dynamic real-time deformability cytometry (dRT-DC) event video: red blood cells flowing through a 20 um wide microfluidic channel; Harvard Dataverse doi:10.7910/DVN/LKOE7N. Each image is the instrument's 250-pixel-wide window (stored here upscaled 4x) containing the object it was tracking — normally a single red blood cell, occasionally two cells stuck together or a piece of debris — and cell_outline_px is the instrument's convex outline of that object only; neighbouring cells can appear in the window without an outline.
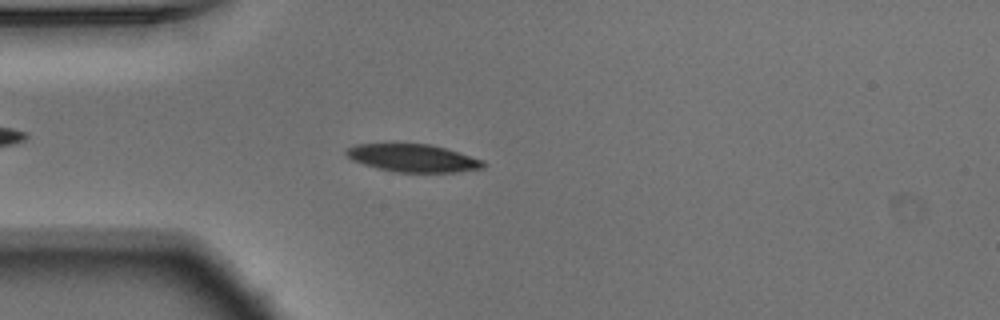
{"species": "Egyptian fruit bat (a non-hibernating species)", "species_latin": "Rousettus aegyptiacus", "temperature_condition": "warm", "stored_images_in_passage": 46, "camera_frame_rate_fps": 3000, "um_per_image_px": 0.085, "animal": {"sex": "male"}, "frame": {"image": 1, "passage_image": 14, "time_ms": 4.333, "image_size_px": [1000, 320], "cell_outline_px": [[480, 164], [460, 168], [396, 168], [380, 164], [356, 156], [352, 152], [360, 148], [392, 144], [408, 144], [436, 148], [476, 160]], "centroid_in_image_um": [35.15, 13.34], "position_along_channel_um": 49.8, "area_um2": 15.26}}
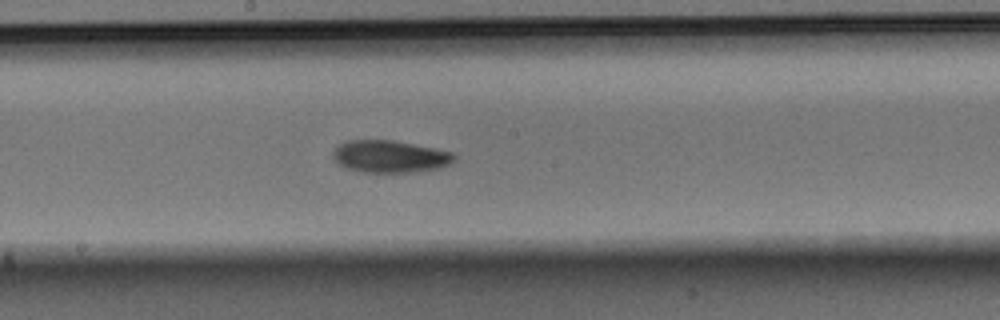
{"frame": {"image": 2, "passage_image": 28, "time_ms": 9.0, "image_size_px": [1000, 320], "cell_outline_px": [[448, 156], [444, 160], [428, 164], [388, 168], [360, 164], [348, 160], [344, 156], [344, 152], [348, 148], [372, 144], [388, 144], [412, 148], [432, 152]], "centroid_in_image_um": [33.24, 13.26], "position_along_channel_um": 215.0, "area_um2": 12.37}}
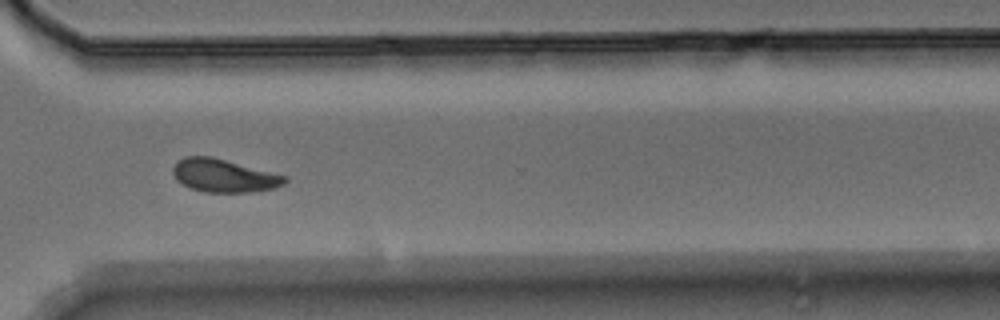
{"frame": {"image": 3, "passage_image": 39, "time_ms": 12.667, "image_size_px": [1000, 320], "cell_outline_px": [[284, 180], [276, 184], [260, 188], [200, 188], [188, 184], [176, 172], [176, 168], [184, 160], [216, 160], [280, 176]], "centroid_in_image_um": [19.02, 14.9], "position_along_channel_um": 351.6, "area_um2": 15.78}}